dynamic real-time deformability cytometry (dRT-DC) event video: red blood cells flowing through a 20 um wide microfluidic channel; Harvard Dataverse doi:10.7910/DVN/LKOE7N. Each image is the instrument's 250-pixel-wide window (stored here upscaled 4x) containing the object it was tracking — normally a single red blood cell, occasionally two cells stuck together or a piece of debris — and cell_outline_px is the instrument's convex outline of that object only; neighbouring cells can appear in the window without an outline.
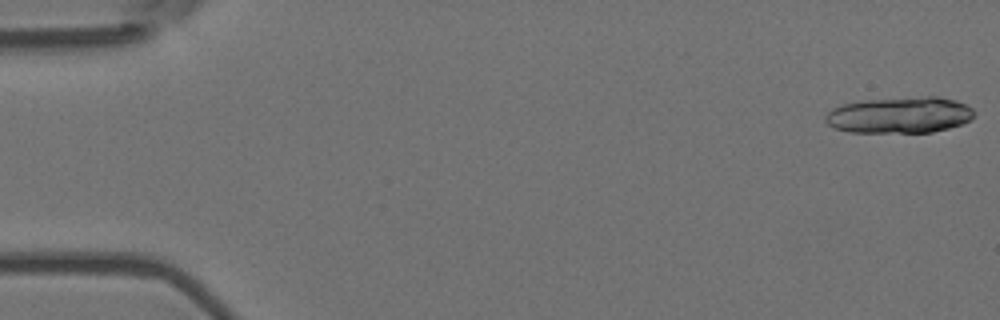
{"species": "Egyptian fruit bat (a non-hibernating species)", "species_latin": "Rousettus aegyptiacus", "temperature_condition": "room temperature", "stored_images_in_passage": 20, "camera_frame_rate_fps": 3000, "um_per_image_px": 0.085, "animal": {"sex": "female"}, "frame": {"image": 1, "passage_image": 1, "time_ms": 0.0, "image_size_px": [1000, 320], "cell_outline_px": [[976, 112], [968, 120], [960, 124], [948, 128], [932, 132], [848, 132], [832, 128], [824, 120], [824, 116], [832, 108], [844, 104], [864, 100], [924, 96], [940, 96], [956, 100], [972, 108]], "centroid_in_image_um": [76.44, 9.77], "position_along_channel_um": 8.6, "area_um2": 31.5}}